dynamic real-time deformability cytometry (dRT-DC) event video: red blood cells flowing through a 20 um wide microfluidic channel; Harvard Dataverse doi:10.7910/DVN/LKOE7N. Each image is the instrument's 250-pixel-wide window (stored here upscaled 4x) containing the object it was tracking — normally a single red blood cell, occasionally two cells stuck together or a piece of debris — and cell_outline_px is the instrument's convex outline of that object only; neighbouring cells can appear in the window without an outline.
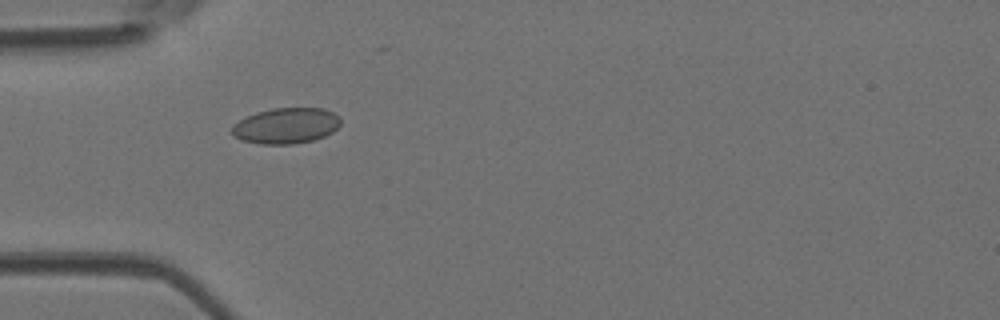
{"species": "Egyptian fruit bat (a non-hibernating species)", "species_latin": "Rousettus aegyptiacus", "temperature_condition": "room temperature", "stored_images_in_passage": 7, "camera_frame_rate_fps": 3000, "um_per_image_px": 0.085, "animal": {"sex": "female"}, "frame": {"image": 1, "passage_image": 5, "time_ms": 1.333, "image_size_px": [1000, 320], "cell_outline_px": [[340, 124], [332, 132], [316, 140], [292, 144], [260, 144], [244, 140], [232, 136], [232, 124], [256, 112], [272, 108], [324, 108], [340, 116]], "centroid_in_image_um": [24.32, 10.69], "position_along_channel_um": 60.7, "area_um2": 22.72}}
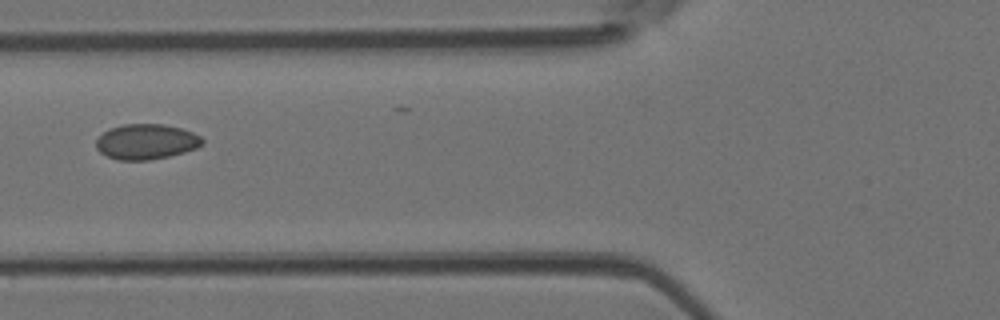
{"frame": {"image": 2, "passage_image": 6, "time_ms": 1.667, "image_size_px": [1000, 320], "cell_outline_px": [[204, 144], [196, 148], [184, 152], [168, 156], [148, 160], [116, 160], [100, 152], [96, 148], [96, 140], [104, 132], [112, 128], [124, 124], [164, 124], [180, 128], [192, 132], [200, 136], [204, 140]], "centroid_in_image_um": [12.44, 12.05], "position_along_channel_um": 113.4, "area_um2": 21.73}}
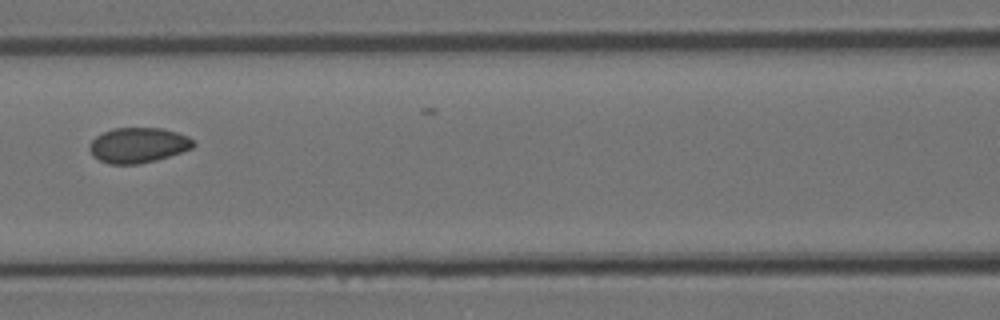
{"frame": {"image": 3, "passage_image": 7, "time_ms": 2.0, "image_size_px": [1000, 320], "cell_outline_px": [[196, 144], [192, 148], [156, 160], [136, 164], [108, 164], [92, 156], [88, 148], [88, 144], [96, 136], [112, 128], [160, 128], [176, 132], [188, 136]], "centroid_in_image_um": [11.7, 12.34], "position_along_channel_um": 154.9, "area_um2": 21.27}}